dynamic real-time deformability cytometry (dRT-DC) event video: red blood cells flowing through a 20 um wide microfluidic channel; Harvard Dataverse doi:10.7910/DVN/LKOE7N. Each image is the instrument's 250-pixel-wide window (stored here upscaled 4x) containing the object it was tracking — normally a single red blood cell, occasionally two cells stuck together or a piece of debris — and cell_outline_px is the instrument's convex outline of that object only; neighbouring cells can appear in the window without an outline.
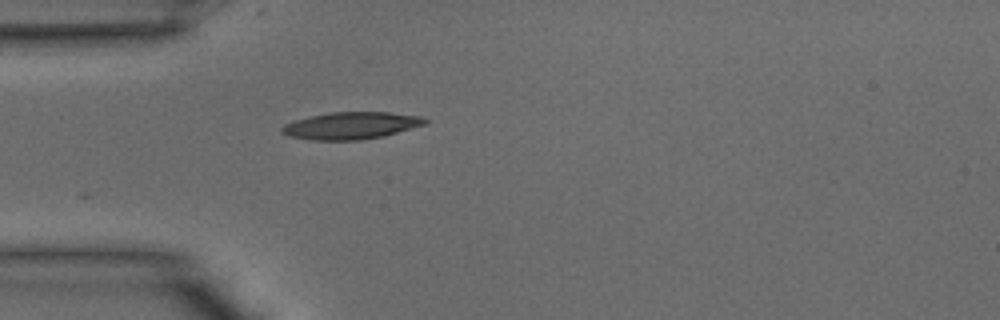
{"species": "common noctule bat (a hibernating species)", "species_latin": "Nyctalus noctula", "temperature_condition": "warm", "stored_images_in_passage": 5, "camera_frame_rate_fps": 3000, "um_per_image_px": 0.085, "animal": {"sex": "male", "body_mass_g": 15.6}, "frame": {"image": 1, "passage_image": 1, "time_ms": 0.0, "image_size_px": [1000, 320], "cell_outline_px": [[428, 124], [384, 136], [360, 140], [312, 140], [288, 136], [280, 132], [280, 128], [284, 124], [296, 120], [328, 112], [388, 112], [424, 116], [428, 120]], "centroid_in_image_um": [29.88, 10.67], "position_along_channel_um": 55.1, "area_um2": 22.83}}
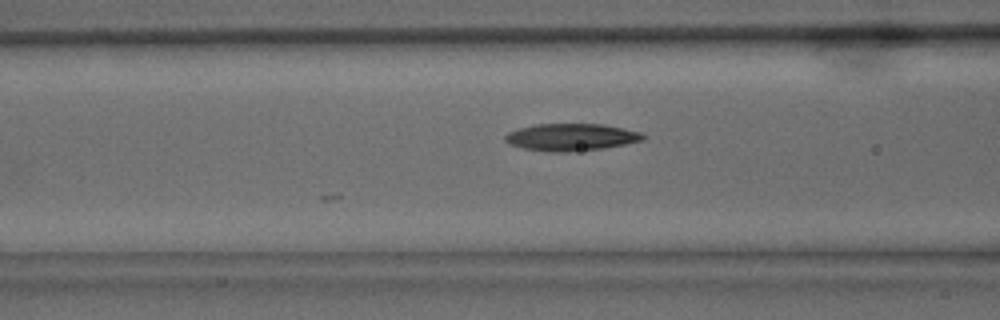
{"frame": {"image": 2, "passage_image": 5, "time_ms": 1.333, "image_size_px": [1000, 320], "cell_outline_px": [[648, 136], [644, 140], [604, 148], [568, 152], [548, 152], [524, 148], [508, 144], [504, 140], [504, 136], [508, 132], [516, 128], [536, 124], [604, 124], [624, 128], [640, 132]], "centroid_in_image_um": [48.53, 11.65], "position_along_channel_um": 118.1, "area_um2": 22.08}}